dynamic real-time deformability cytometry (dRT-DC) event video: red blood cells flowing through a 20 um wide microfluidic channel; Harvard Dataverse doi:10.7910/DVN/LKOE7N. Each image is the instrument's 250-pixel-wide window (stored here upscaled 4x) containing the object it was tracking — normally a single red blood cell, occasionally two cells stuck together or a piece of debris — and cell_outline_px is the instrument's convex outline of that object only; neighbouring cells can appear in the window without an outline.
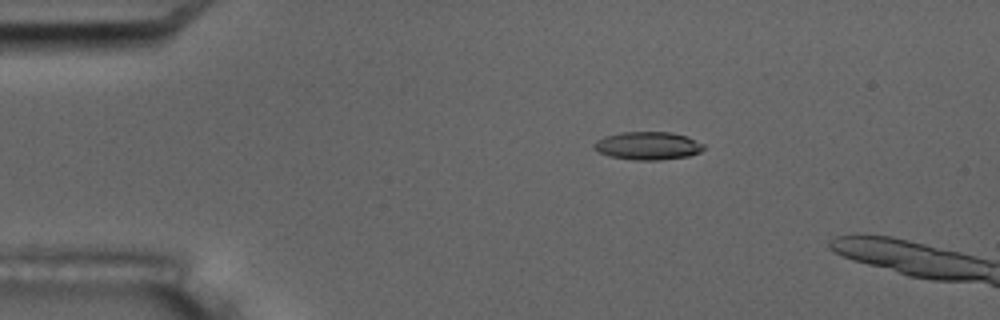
{"species": "common noctule bat (a hibernating species)", "species_latin": "Nyctalus noctula", "temperature_condition": "room temperature", "stored_images_in_passage": 6, "camera_frame_rate_fps": 3000, "um_per_image_px": 0.085, "animal": {"sex": "male", "body_mass_g": 17.5, "forearm_length_mm": 52.3}, "frame": {"image": 1, "passage_image": 4, "time_ms": 3.333, "image_size_px": [1000, 320], "cell_outline_px": [[704, 148], [700, 152], [688, 156], [660, 160], [632, 160], [612, 156], [596, 152], [592, 148], [592, 144], [596, 140], [604, 136], [624, 132], [672, 132], [688, 136], [704, 144]], "centroid_in_image_um": [55.04, 12.39], "position_along_channel_um": 30.0, "area_um2": 18.09}}